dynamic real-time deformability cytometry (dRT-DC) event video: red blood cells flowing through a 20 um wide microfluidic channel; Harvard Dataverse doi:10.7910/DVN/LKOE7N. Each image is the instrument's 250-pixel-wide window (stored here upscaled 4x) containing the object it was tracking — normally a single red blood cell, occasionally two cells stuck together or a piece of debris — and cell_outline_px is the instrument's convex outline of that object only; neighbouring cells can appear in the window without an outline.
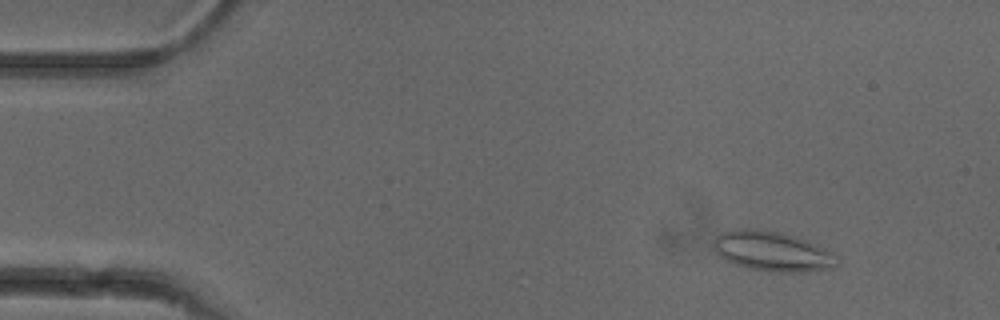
{"species": "common noctule bat (a hibernating species)", "species_latin": "Nyctalus noctula", "temperature_condition": "cold", "stored_images_in_passage": 8, "camera_frame_rate_fps": 3000, "um_per_image_px": 0.085, "animal": {"sex": "female"}, "frame": {"image": 1, "passage_image": 6, "time_ms": 1.667, "image_size_px": [1000, 320], "cell_outline_px": [[840, 264], [832, 268], [804, 272], [768, 272], [748, 268], [724, 260], [716, 252], [712, 244], [716, 236], [724, 232], [736, 228], [748, 228], [780, 232], [796, 236], [808, 240], [836, 252], [840, 260]], "centroid_in_image_um": [65.72, 21.37], "position_along_channel_um": 19.3, "area_um2": 29.3}}